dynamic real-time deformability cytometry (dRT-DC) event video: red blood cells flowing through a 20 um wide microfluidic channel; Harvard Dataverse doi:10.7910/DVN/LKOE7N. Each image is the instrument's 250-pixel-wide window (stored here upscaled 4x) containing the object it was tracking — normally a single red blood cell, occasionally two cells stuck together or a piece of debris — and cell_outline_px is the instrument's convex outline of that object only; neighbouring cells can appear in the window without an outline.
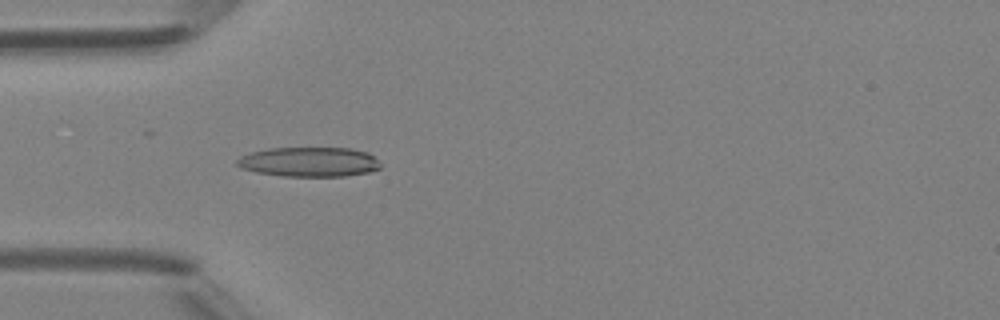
{"species": "Egyptian fruit bat (a non-hibernating species)", "species_latin": "Rousettus aegyptiacus", "temperature_condition": "room temperature", "stored_images_in_passage": 5, "camera_frame_rate_fps": 3000, "um_per_image_px": 0.085, "animal": {"sex": "female"}, "frame": {"image": 1, "passage_image": 5, "time_ms": 4.667, "image_size_px": [1000, 320], "cell_outline_px": [[380, 168], [368, 172], [344, 176], [280, 176], [256, 172], [240, 168], [236, 164], [236, 160], [240, 156], [252, 152], [268, 148], [352, 148], [368, 152], [380, 164]], "centroid_in_image_um": [26.24, 13.76], "position_along_channel_um": 58.8, "area_um2": 24.8}}